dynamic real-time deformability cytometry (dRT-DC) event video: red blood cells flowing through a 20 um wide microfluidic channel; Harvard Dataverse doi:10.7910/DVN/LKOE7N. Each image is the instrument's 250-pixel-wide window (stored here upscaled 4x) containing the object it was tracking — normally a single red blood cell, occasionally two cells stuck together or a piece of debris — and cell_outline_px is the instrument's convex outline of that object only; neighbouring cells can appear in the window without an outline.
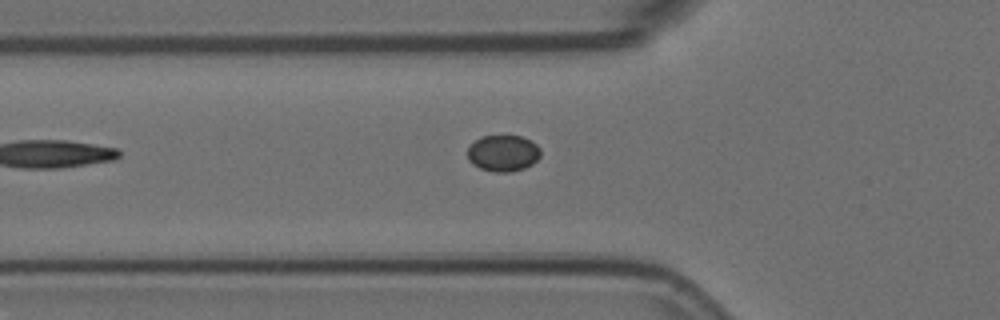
{"species": "Egyptian fruit bat (a non-hibernating species)", "species_latin": "Rousettus aegyptiacus", "temperature_condition": "room temperature", "stored_images_in_passage": 6, "camera_frame_rate_fps": 3000, "um_per_image_px": 0.085, "animal": {"sex": "female"}, "frame": {"image": 1, "passage_image": 6, "time_ms": 1.667, "image_size_px": [1000, 320], "cell_outline_px": [[540, 156], [532, 164], [524, 168], [512, 172], [492, 172], [480, 168], [472, 164], [468, 160], [468, 148], [480, 136], [520, 136], [532, 140], [540, 148]], "centroid_in_image_um": [42.77, 13.03], "position_along_channel_um": 83.0, "area_um2": 15.55}}